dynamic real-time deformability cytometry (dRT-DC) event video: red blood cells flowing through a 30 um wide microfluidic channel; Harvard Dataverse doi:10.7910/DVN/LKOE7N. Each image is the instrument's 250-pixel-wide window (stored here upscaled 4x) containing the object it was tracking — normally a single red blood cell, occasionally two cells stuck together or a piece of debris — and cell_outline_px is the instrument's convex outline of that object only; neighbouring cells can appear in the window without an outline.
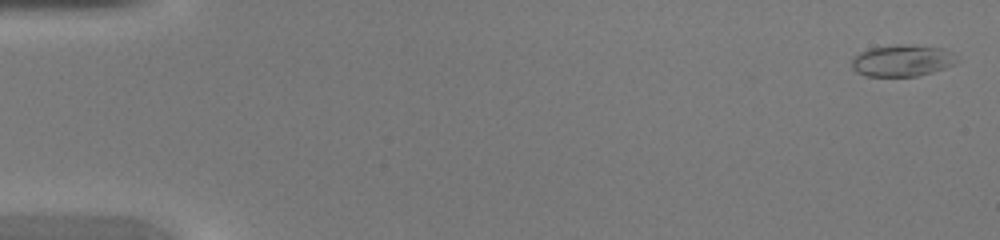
{"species": "common noctule bat (a hibernating species)", "species_latin": "Nyctalus noctula", "temperature_condition": "warm", "stored_images_in_passage": 45, "camera_frame_rate_fps": 3000, "um_per_image_px": 0.085, "animal": {"sex": "female", "body_mass_g": 20.0, "forearm_length_mm": 54.0}, "frame": {"image": 1, "passage_image": 1, "time_ms": 0.0, "image_size_px": [1000, 240], "cell_outline_px": [[960, 60], [956, 64], [932, 72], [916, 76], [864, 76], [856, 72], [852, 68], [852, 60], [860, 52], [868, 48], [896, 44], [904, 44], [944, 48], [952, 52]], "centroid_in_image_um": [76.71, 5.14], "position_along_channel_um": 8.3, "area_um2": 19.59}}
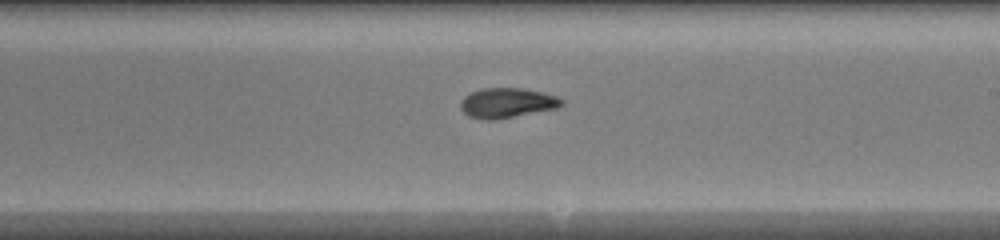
{"frame": {"image": 2, "passage_image": 27, "time_ms": 8.667, "image_size_px": [1000, 240], "cell_outline_px": [[564, 104], [556, 108], [496, 120], [484, 120], [468, 116], [460, 108], [460, 100], [464, 96], [480, 88], [520, 88], [544, 92], [556, 96], [564, 100]], "centroid_in_image_um": [43.08, 8.75], "position_along_channel_um": 245.9, "area_um2": 17.74}}
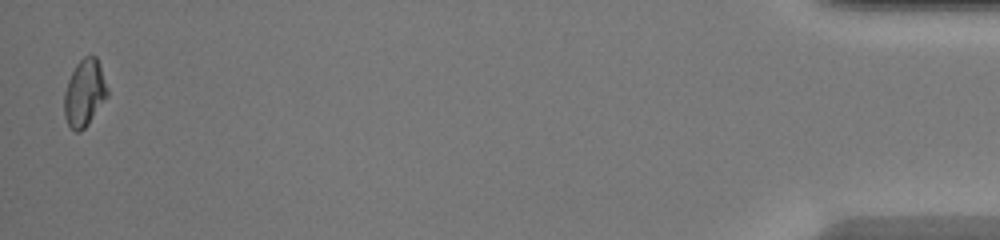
{"frame": {"image": 3, "passage_image": 45, "time_ms": 14.667, "image_size_px": [1000, 240], "cell_outline_px": [[108, 96], [88, 124], [80, 132], [76, 132], [68, 124], [64, 116], [64, 92], [68, 80], [76, 64], [84, 56], [96, 56], [100, 64], [108, 88]], "centroid_in_image_um": [7.19, 7.9], "position_along_channel_um": 428.0, "area_um2": 16.88}}